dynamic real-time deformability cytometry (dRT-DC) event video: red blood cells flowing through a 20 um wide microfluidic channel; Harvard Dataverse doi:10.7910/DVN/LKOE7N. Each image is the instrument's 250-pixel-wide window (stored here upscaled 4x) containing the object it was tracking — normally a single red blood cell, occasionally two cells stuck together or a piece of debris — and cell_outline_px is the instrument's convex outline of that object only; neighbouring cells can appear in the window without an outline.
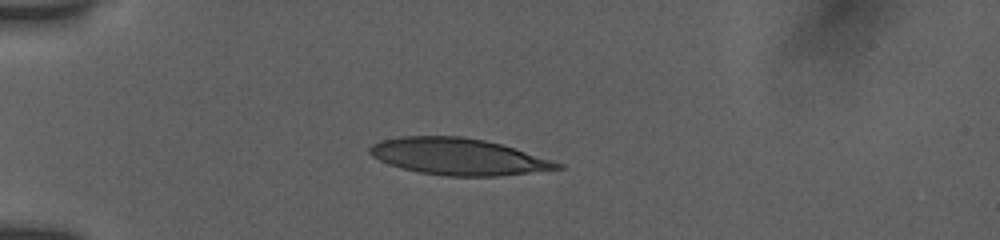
{"species": "human", "species_latin": "Homo sapiens", "temperature_condition": "room temperature", "stored_images_in_passage": 32, "camera_frame_rate_fps": 3000, "um_per_image_px": 0.085, "donor": {"sex": "female"}, "frame": {"image": 1, "passage_image": 5, "time_ms": 3.667, "image_size_px": [1000, 240], "cell_outline_px": [[564, 168], [500, 176], [448, 176], [420, 172], [388, 164], [372, 156], [368, 152], [368, 148], [372, 144], [380, 140], [400, 136], [460, 136], [484, 140], [500, 144], [564, 164]], "centroid_in_image_um": [38.92, 13.31], "position_along_channel_um": 46.1, "area_um2": 39.77}}
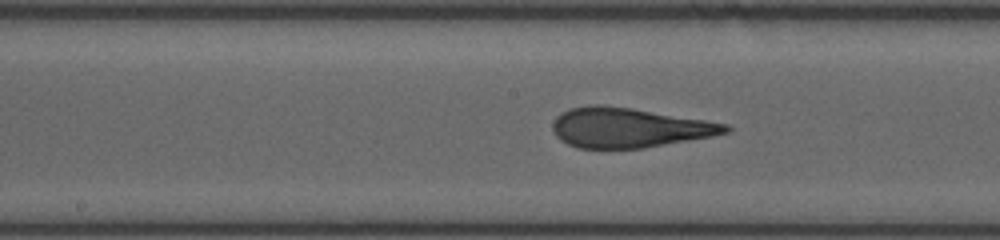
{"frame": {"image": 2, "passage_image": 15, "time_ms": 8.333, "image_size_px": [1000, 240], "cell_outline_px": [[732, 128], [728, 132], [712, 136], [644, 148], [576, 148], [560, 140], [556, 136], [552, 128], [552, 124], [556, 116], [560, 112], [568, 108], [588, 104], [604, 104], [632, 108], [728, 124]], "centroid_in_image_um": [53.4, 10.84], "position_along_channel_um": 194.8, "area_um2": 40.17}}
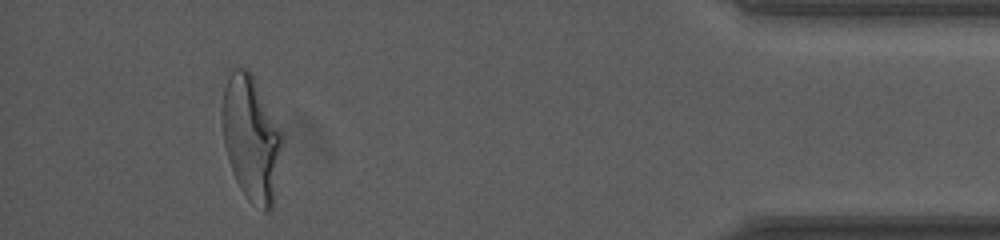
{"frame": {"image": 3, "passage_image": 29, "time_ms": 15.333, "image_size_px": [1000, 240], "cell_outline_px": [[284, 140], [272, 208], [268, 212], [264, 212], [252, 204], [244, 196], [232, 172], [228, 160], [224, 144], [220, 116], [220, 112], [224, 88], [228, 76], [232, 68], [248, 68], [252, 72], [284, 136]], "centroid_in_image_um": [21.34, 11.75], "position_along_channel_um": 413.9, "area_um2": 44.51}, "authors_computed_cell_mechanics": {"area_um2": 40.3155, "velocity_mm_per_s": 3.8714, "shape_relaxation_time_tau1_ms": 7.8157, "shape_relaxation_time_tau2_ms": 0.9698, "deformation_change_tau1": 0.2741, "deformation_change_tau2": 0.088}}